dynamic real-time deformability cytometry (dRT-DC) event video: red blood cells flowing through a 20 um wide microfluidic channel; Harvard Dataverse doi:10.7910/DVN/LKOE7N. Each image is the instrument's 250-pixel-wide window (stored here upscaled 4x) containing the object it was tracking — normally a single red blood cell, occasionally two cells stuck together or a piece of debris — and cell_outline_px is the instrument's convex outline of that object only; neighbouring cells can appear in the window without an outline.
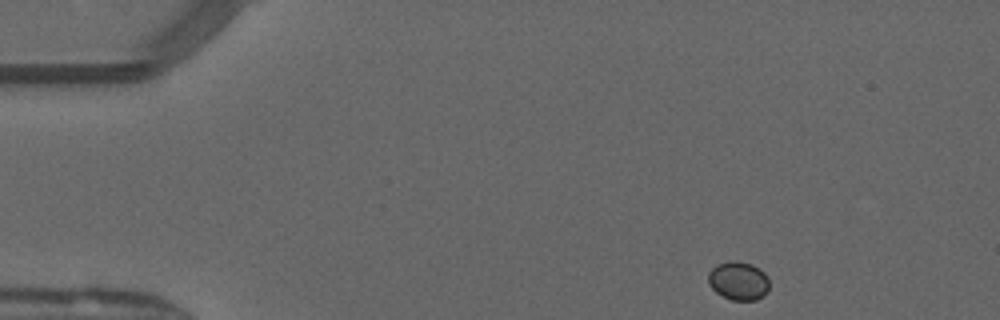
{"species": "common noctule bat (a hibernating species)", "species_latin": "Nyctalus noctula", "temperature_condition": "warm", "stored_images_in_passage": 3, "camera_frame_rate_fps": 3000, "um_per_image_px": 0.085, "animal": {"sex": "male", "forearm_length_mm": 52.5}, "frame": {"image": 1, "passage_image": 1, "time_ms": 0.0, "image_size_px": [1000, 320], "cell_outline_px": [[768, 288], [764, 296], [756, 300], [732, 300], [716, 292], [708, 284], [708, 272], [716, 264], [732, 260], [736, 260], [752, 264], [760, 268], [768, 276]], "centroid_in_image_um": [62.77, 23.85], "position_along_channel_um": 22.2, "area_um2": 13.87}}